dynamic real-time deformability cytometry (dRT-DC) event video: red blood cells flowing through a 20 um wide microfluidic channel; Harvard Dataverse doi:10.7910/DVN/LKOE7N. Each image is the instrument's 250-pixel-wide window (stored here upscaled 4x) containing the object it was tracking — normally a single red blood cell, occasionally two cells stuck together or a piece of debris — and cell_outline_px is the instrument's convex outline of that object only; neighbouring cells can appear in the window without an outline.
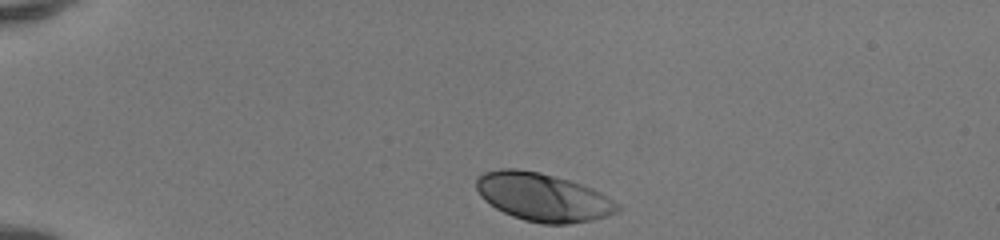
{"species": "human", "species_latin": "Homo sapiens", "temperature_condition": "room temperature", "stored_images_in_passage": 34, "camera_frame_rate_fps": 3000, "um_per_image_px": 0.085, "donor": {"sex": "female"}, "frame": {"image": 1, "passage_image": 1, "time_ms": 0.0, "image_size_px": [1000, 240], "cell_outline_px": [[620, 208], [616, 212], [592, 220], [568, 224], [540, 224], [524, 220], [512, 216], [496, 208], [484, 200], [480, 196], [476, 188], [476, 176], [484, 172], [500, 168], [516, 168], [540, 172], [568, 180], [592, 188], [600, 192], [620, 204]], "centroid_in_image_um": [46.11, 16.75], "position_along_channel_um": 38.9, "area_um2": 39.65}}
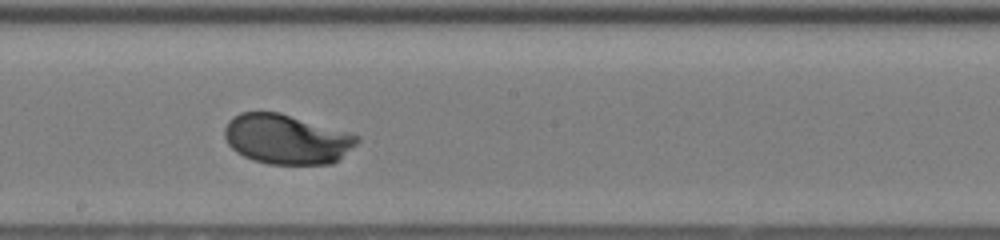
{"frame": {"image": 2, "passage_image": 19, "time_ms": 6.0, "image_size_px": [1000, 240], "cell_outline_px": [[360, 140], [356, 144], [332, 164], [268, 164], [252, 160], [236, 152], [228, 144], [224, 136], [224, 128], [228, 120], [232, 116], [240, 112], [280, 112], [348, 132], [360, 136]], "centroid_in_image_um": [24.32, 11.82], "position_along_channel_um": 223.9, "area_um2": 38.49}}
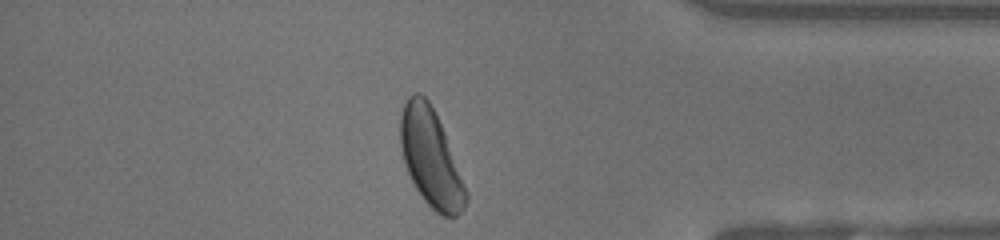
{"frame": {"image": 3, "passage_image": 33, "time_ms": 10.667, "image_size_px": [1000, 240], "cell_outline_px": [[468, 196], [464, 208], [456, 216], [444, 216], [436, 212], [424, 200], [416, 188], [404, 164], [400, 148], [400, 116], [404, 104], [408, 96], [412, 92], [420, 92], [428, 100], [444, 132], [468, 192]], "centroid_in_image_um": [36.6, 13.41], "position_along_channel_um": 398.6, "area_um2": 36.88}, "authors_computed_cell_mechanics": {"area_um2": 38.437, "velocity_mm_per_s": 4.1126, "shape_relaxation_time_tau1_ms": 1.6925, "shape_relaxation_time_tau2_ms": null, "deformation_change_tau1": 0.1432, "deformation_change_tau2": null}}